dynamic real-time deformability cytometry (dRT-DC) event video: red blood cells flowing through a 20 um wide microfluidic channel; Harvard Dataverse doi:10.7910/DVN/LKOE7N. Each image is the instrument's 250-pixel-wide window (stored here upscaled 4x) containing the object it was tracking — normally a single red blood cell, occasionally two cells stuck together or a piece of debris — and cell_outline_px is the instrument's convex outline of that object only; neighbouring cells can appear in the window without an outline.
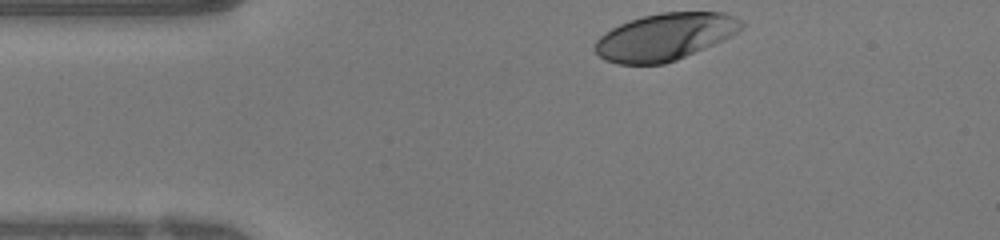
{"species": "human", "species_latin": "Homo sapiens", "temperature_condition": "warm", "stored_images_in_passage": 33, "camera_frame_rate_fps": 3000, "um_per_image_px": 0.085, "donor": {"sex": "female"}, "frame": {"image": 1, "passage_image": 1, "time_ms": 0.0, "image_size_px": [1000, 240], "cell_outline_px": [[744, 24], [736, 32], [712, 44], [676, 60], [664, 64], [620, 64], [604, 60], [592, 48], [596, 40], [604, 32], [620, 24], [644, 16], [660, 12], [724, 12], [744, 20]], "centroid_in_image_um": [56.48, 3.12], "position_along_channel_um": 28.5, "area_um2": 39.77}}
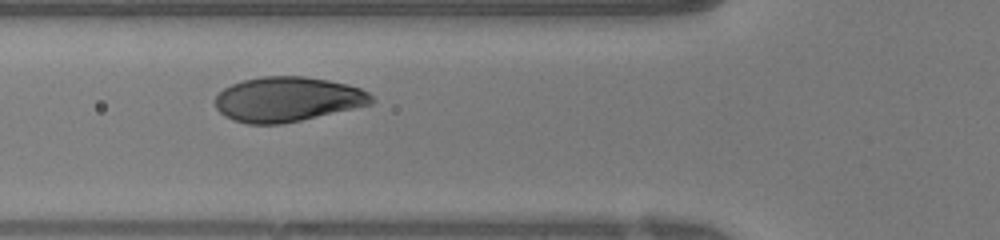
{"frame": {"image": 2, "passage_image": 10, "time_ms": 3.0, "image_size_px": [1000, 240], "cell_outline_px": [[376, 100], [372, 104], [300, 120], [280, 124], [248, 124], [232, 120], [224, 116], [216, 108], [216, 96], [224, 88], [232, 84], [244, 80], [264, 76], [304, 76], [328, 80], [348, 84], [360, 88], [368, 92]], "centroid_in_image_um": [24.44, 8.43], "position_along_channel_um": 101.4, "area_um2": 40.69}}
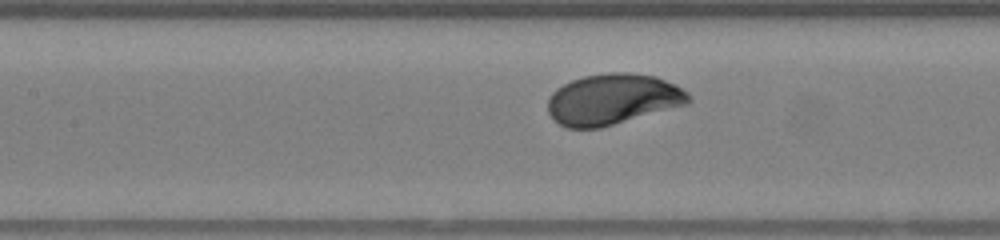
{"frame": {"image": 3, "passage_image": 14, "time_ms": 4.333, "image_size_px": [1000, 240], "cell_outline_px": [[692, 100], [688, 104], [600, 128], [568, 128], [560, 124], [548, 112], [548, 96], [556, 88], [572, 80], [584, 76], [608, 72], [628, 72], [656, 76], [676, 84], [688, 92]], "centroid_in_image_um": [52.1, 8.43], "position_along_channel_um": 155.3, "area_um2": 41.85}, "authors_computed_cell_mechanics": {"area_um2": 41.1536, "velocity_mm_per_s": 4.0455, "shape_relaxation_time_tau1_ms": 1.5822, "shape_relaxation_time_tau2_ms": null, "deformation_change_tau1": 0.1489, "deformation_change_tau2": null}}